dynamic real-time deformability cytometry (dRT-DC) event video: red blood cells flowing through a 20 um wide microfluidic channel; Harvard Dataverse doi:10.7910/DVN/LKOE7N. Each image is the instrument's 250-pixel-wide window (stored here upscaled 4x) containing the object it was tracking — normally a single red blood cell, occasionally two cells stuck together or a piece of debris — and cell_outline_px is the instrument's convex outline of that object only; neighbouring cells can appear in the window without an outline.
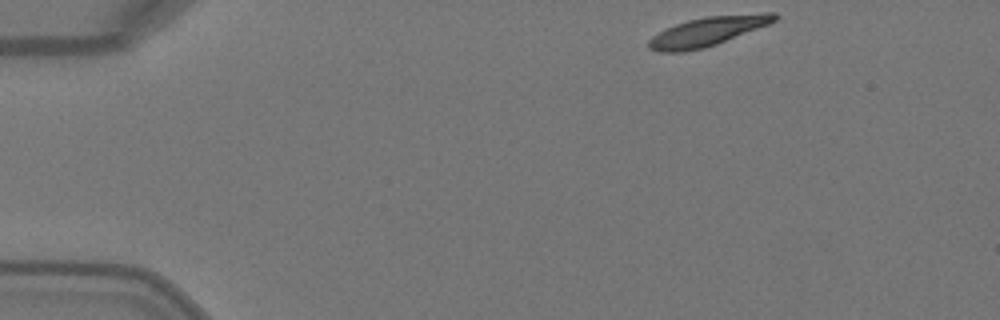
{"species": "Egyptian fruit bat (a non-hibernating species)", "species_latin": "Rousettus aegyptiacus", "temperature_condition": "warm", "stored_images_in_passage": 4, "camera_frame_rate_fps": 3000, "um_per_image_px": 0.085, "animal": {"sex": "female"}, "frame": {"image": 1, "passage_image": 1, "time_ms": 0.0, "image_size_px": [1000, 320], "cell_outline_px": [[780, 16], [776, 20], [768, 24], [716, 44], [704, 48], [684, 52], [660, 52], [648, 48], [648, 40], [652, 36], [676, 24], [688, 20], [704, 16], [760, 12], [776, 12]], "centroid_in_image_um": [60.18, 2.65], "position_along_channel_um": 24.8, "area_um2": 21.39}}